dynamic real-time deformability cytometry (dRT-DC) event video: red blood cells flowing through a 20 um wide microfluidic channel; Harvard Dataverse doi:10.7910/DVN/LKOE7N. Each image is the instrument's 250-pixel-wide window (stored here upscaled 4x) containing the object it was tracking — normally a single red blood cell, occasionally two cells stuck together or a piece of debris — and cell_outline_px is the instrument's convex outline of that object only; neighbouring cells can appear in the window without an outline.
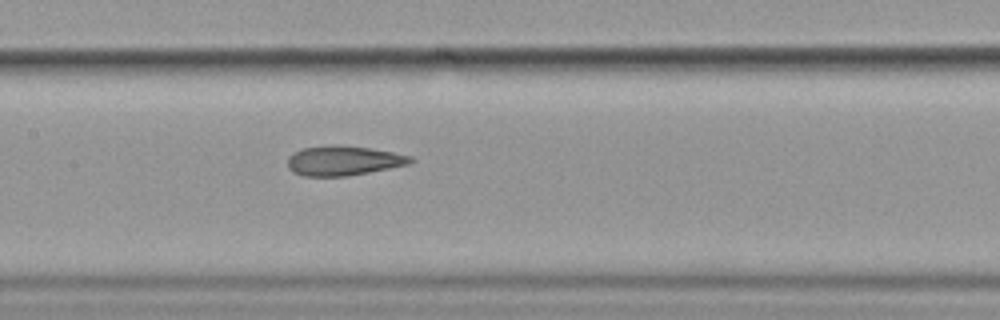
{"species": "common noctule bat (a hibernating species)", "species_latin": "Nyctalus noctula", "temperature_condition": "cold", "stored_images_in_passage": 4, "camera_frame_rate_fps": 3000, "um_per_image_px": 0.085, "animal": {"sex": "female", "body_mass_g": 19.9}, "frame": {"image": 1, "passage_image": 4, "time_ms": 4.333, "image_size_px": [1000, 320], "cell_outline_px": [[416, 160], [408, 164], [348, 176], [304, 176], [292, 172], [288, 168], [288, 156], [292, 152], [304, 148], [332, 144], [336, 144], [368, 148], [392, 152], [412, 156]], "centroid_in_image_um": [29.16, 13.65], "position_along_channel_um": 178.2, "area_um2": 21.27}}